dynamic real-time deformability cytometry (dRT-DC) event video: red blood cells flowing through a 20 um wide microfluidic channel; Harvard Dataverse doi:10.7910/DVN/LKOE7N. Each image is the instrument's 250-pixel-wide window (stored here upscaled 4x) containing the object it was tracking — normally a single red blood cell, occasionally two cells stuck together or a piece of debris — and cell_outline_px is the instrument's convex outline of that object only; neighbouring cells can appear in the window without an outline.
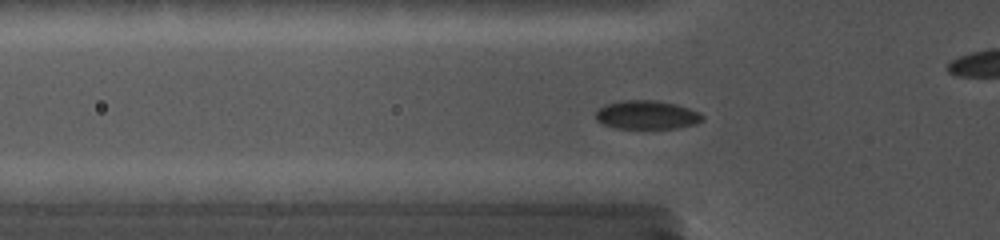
{"species": "common noctule bat (a hibernating species)", "species_latin": "Nyctalus noctula", "temperature_condition": "cold", "stored_images_in_passage": 35, "camera_frame_rate_fps": 5000, "um_per_image_px": 0.085, "animal": {"sex": "female", "body_mass_g": 19.0, "forearm_length_mm": 56.7}, "frame": {"image": 1, "passage_image": 10, "time_ms": 5.6, "image_size_px": [1000, 240], "cell_outline_px": [[704, 120], [696, 124], [676, 128], [616, 128], [604, 124], [596, 120], [596, 112], [604, 104], [624, 100], [656, 100], [676, 104], [700, 112], [704, 116]], "centroid_in_image_um": [55.01, 9.76], "position_along_channel_um": 70.8, "area_um2": 17.86}}
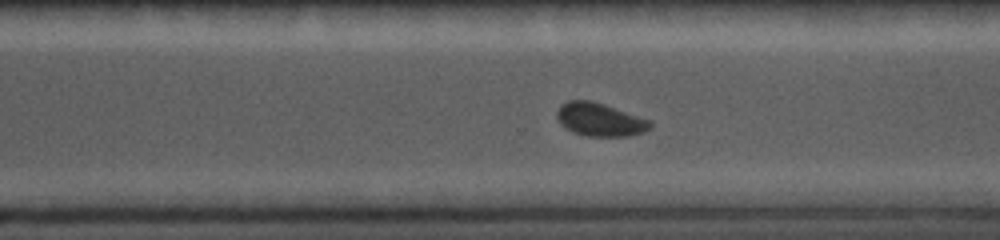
{"frame": {"image": 2, "passage_image": 22, "time_ms": 12.2, "image_size_px": [1000, 240], "cell_outline_px": [[652, 128], [644, 132], [628, 136], [588, 136], [572, 132], [564, 128], [560, 124], [556, 116], [556, 112], [560, 104], [568, 100], [592, 100], [652, 120]], "centroid_in_image_um": [50.98, 10.16], "position_along_channel_um": 319.6, "area_um2": 18.38}}
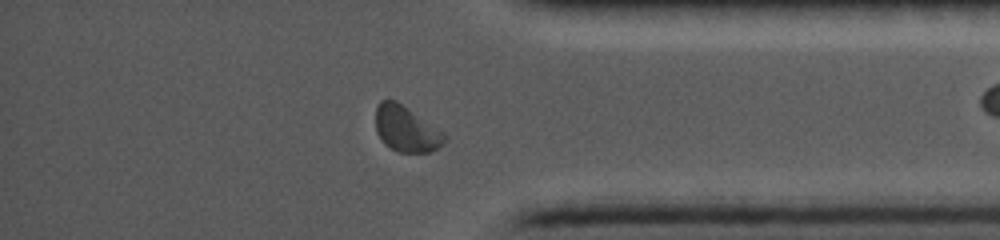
{"frame": {"image": 3, "passage_image": 28, "time_ms": 14.4, "image_size_px": [1000, 240], "cell_outline_px": [[448, 136], [444, 144], [428, 152], [400, 152], [384, 144], [376, 132], [376, 108], [380, 100], [396, 100], [440, 128]], "centroid_in_image_um": [34.55, 10.95], "position_along_channel_um": 400.6, "area_um2": 18.55}}